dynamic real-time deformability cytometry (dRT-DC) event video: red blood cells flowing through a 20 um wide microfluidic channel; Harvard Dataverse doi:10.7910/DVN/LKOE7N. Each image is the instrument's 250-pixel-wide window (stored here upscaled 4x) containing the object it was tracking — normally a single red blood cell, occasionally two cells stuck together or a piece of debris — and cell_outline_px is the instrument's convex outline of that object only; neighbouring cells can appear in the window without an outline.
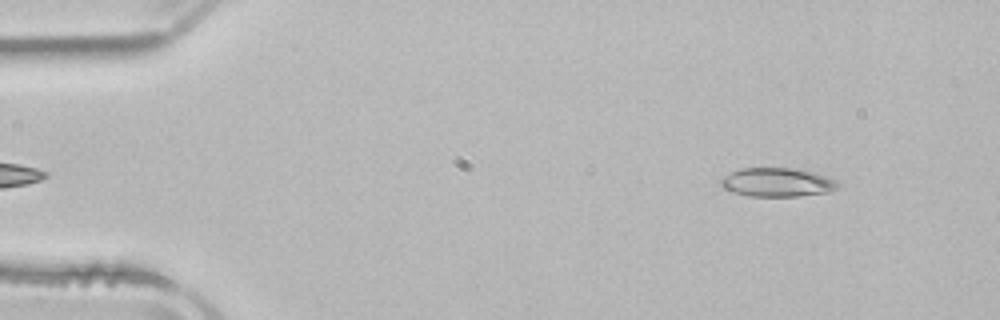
{"species": "common noctule bat (a hibernating species)", "species_latin": "Nyctalus noctula", "temperature_condition": "room temperature", "stored_images_in_passage": 49, "camera_frame_rate_fps": 3000, "um_per_image_px": 0.085, "animal": {"sex": "male", "body_mass_g": 21.5, "forearm_length_mm": 52.0}, "frame": {"image": 1, "passage_image": 3, "time_ms": 0.667, "image_size_px": [1000, 320], "cell_outline_px": [[840, 188], [828, 192], [800, 196], [748, 196], [732, 192], [724, 188], [720, 184], [720, 176], [740, 168], [792, 168], [812, 172], [836, 180], [840, 184]], "centroid_in_image_um": [66.03, 15.5], "position_along_channel_um": 19.0, "area_um2": 19.83}}
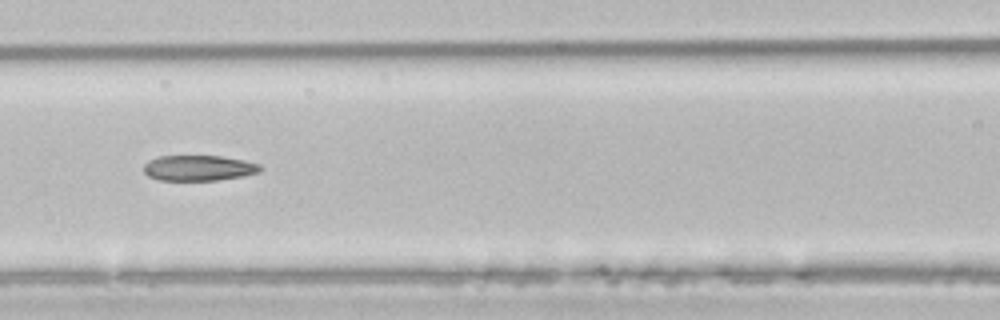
{"frame": {"image": 2, "passage_image": 20, "time_ms": 6.333, "image_size_px": [1000, 320], "cell_outline_px": [[264, 168], [260, 172], [244, 176], [216, 180], [160, 180], [148, 176], [144, 172], [144, 164], [148, 160], [160, 156], [220, 156], [244, 160], [260, 164]], "centroid_in_image_um": [16.92, 14.28], "position_along_channel_um": 149.7, "area_um2": 17.4}}
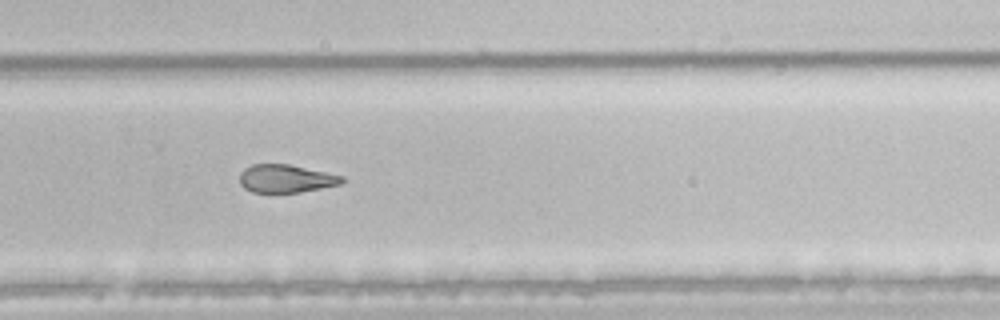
{"frame": {"image": 3, "passage_image": 32, "time_ms": 10.333, "image_size_px": [1000, 320], "cell_outline_px": [[344, 180], [340, 184], [300, 192], [252, 192], [244, 188], [240, 184], [240, 172], [244, 168], [252, 164], [288, 164], [344, 176]], "centroid_in_image_um": [24.27, 15.17], "position_along_channel_um": 305.5, "area_um2": 16.59}, "authors_computed_cell_mechanics": {"area_um2": 19.4208, "velocity_mm_per_s": 3.9091, "shape_relaxation_time_tau1_ms": 8.6346, "shape_relaxation_time_tau2_ms": 3.9203, "deformation_change_tau1": 0.1995, "deformation_change_tau2": 0.1247}}